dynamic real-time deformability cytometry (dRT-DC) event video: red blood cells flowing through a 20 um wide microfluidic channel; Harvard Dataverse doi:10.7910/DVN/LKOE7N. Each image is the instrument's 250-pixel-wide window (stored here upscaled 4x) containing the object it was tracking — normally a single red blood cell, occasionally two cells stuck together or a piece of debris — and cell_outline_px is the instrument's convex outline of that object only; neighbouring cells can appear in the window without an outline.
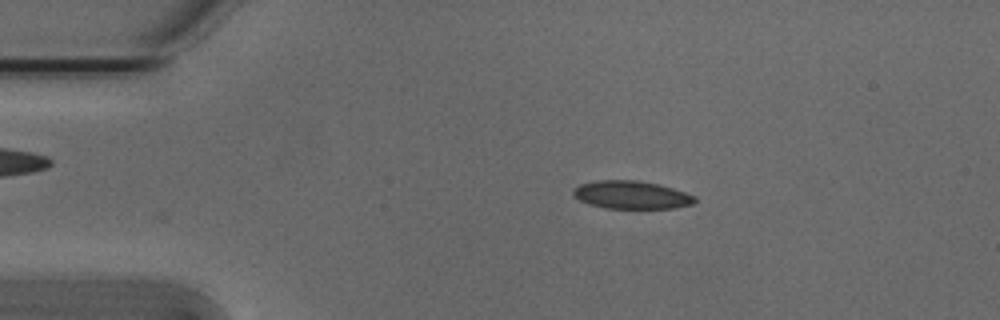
{"species": "Egyptian fruit bat (a non-hibernating species)", "species_latin": "Rousettus aegyptiacus", "temperature_condition": "cold", "stored_images_in_passage": 47, "camera_frame_rate_fps": 3000, "um_per_image_px": 0.085, "animal": {"sex": "male"}, "frame": {"image": 1, "passage_image": 8, "time_ms": 2.333, "image_size_px": [1000, 320], "cell_outline_px": [[696, 200], [692, 204], [672, 208], [604, 208], [588, 204], [572, 196], [572, 188], [580, 184], [596, 180], [636, 180], [660, 184], [696, 196]], "centroid_in_image_um": [53.62, 16.56], "position_along_channel_um": 31.4, "area_um2": 19.94}}
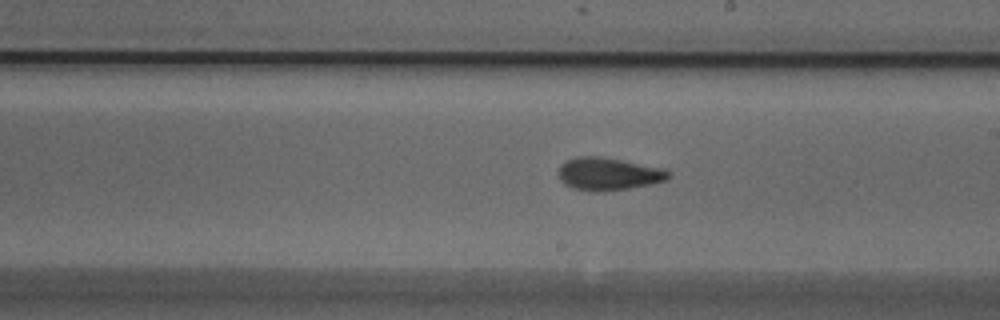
{"frame": {"image": 2, "passage_image": 28, "time_ms": 9.0, "image_size_px": [1000, 320], "cell_outline_px": [[672, 176], [668, 180], [652, 184], [628, 188], [596, 192], [592, 192], [572, 188], [564, 184], [560, 180], [556, 172], [560, 164], [564, 160], [576, 156], [600, 156], [664, 168], [672, 172]], "centroid_in_image_um": [51.69, 14.78], "position_along_channel_um": 237.3, "area_um2": 21.44}}
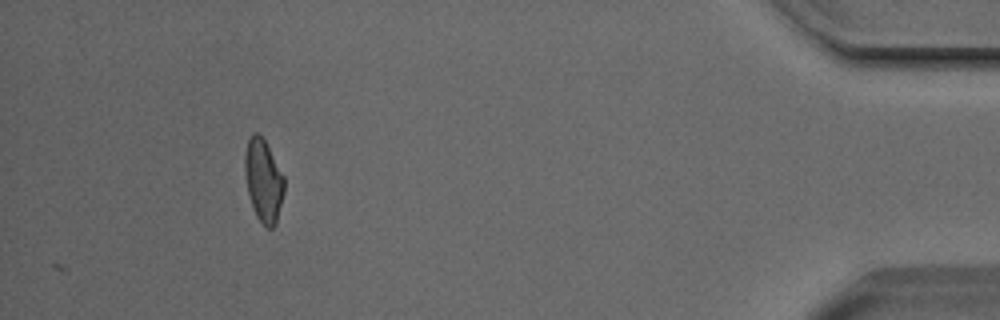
{"frame": {"image": 3, "passage_image": 47, "time_ms": 15.333, "image_size_px": [1000, 320], "cell_outline_px": [[284, 192], [276, 224], [272, 228], [268, 228], [256, 216], [248, 192], [244, 172], [244, 156], [248, 140], [252, 132], [256, 132], [264, 140], [284, 176]], "centroid_in_image_um": [22.39, 15.34], "position_along_channel_um": 412.8, "area_um2": 18.73}, "authors_computed_cell_mechanics": {"area_um2": 19.8832, "velocity_mm_per_s": 3.8089, "shape_relaxation_time_tau1_ms": 5.9534, "shape_relaxation_time_tau2_ms": 2.1749, "deformation_change_tau1": 0.1269, "deformation_change_tau2": 0.0702}}